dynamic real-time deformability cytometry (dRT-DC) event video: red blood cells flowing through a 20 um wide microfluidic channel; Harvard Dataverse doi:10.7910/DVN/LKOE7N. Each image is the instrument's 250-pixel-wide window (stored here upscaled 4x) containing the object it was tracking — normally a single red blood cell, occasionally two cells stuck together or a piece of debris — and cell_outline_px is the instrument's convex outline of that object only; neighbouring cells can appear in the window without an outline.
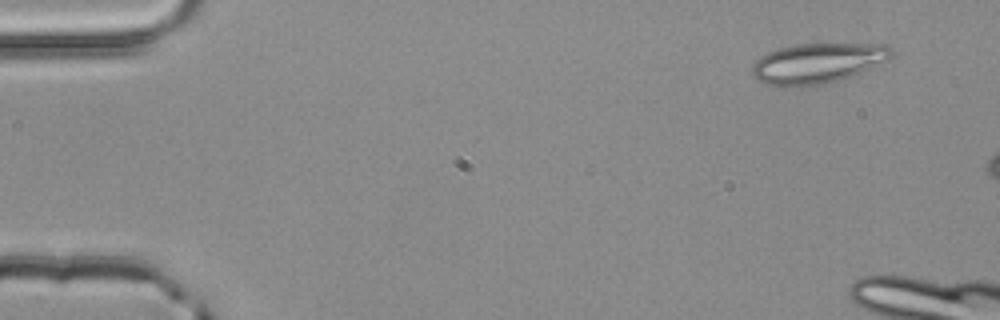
{"species": "common noctule bat (a hibernating species)", "species_latin": "Nyctalus noctula", "temperature_condition": "room temperature", "stored_images_in_passage": 3, "camera_frame_rate_fps": 3000, "um_per_image_px": 0.085, "animal": {"sex": "male", "body_mass_g": 20.4}, "frame": {"image": 1, "passage_image": 1, "time_ms": 0.0, "image_size_px": [1000, 320], "cell_outline_px": [[892, 56], [888, 60], [848, 76], [836, 80], [820, 84], [764, 84], [756, 80], [752, 76], [752, 64], [760, 56], [768, 52], [780, 48], [800, 44], [884, 44], [892, 48]], "centroid_in_image_um": [69.47, 5.33], "position_along_channel_um": 15.5, "area_um2": 31.62}}